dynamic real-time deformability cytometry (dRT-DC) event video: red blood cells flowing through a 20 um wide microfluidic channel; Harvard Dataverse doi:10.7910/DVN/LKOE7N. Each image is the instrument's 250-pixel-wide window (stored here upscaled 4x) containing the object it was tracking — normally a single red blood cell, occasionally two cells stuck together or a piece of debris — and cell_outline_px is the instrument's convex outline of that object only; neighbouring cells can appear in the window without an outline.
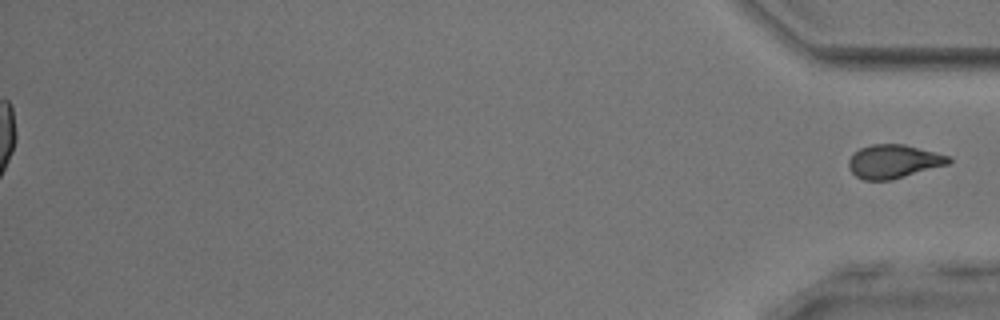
{"species": "common noctule bat (a hibernating species)", "species_latin": "Nyctalus noctula", "temperature_condition": "room temperature", "stored_images_in_passage": 55, "segment_of_instrument_passage": [2, 2], "camera_frame_rate_fps": 3000, "um_per_image_px": 0.085, "animal": {"sex": "male", "body_mass_g": 17.9, "forearm_length_mm": 54.2}, "frame": {"image": 1, "passage_image": 55, "time_ms": 18.0, "image_size_px": [1000, 320], "cell_outline_px": [[952, 160], [948, 164], [892, 180], [864, 180], [856, 176], [848, 168], [848, 160], [860, 148], [872, 144], [904, 144], [952, 156]], "centroid_in_image_um": [75.97, 13.72], "position_along_channel_um": 359.2, "area_um2": 19.59}}